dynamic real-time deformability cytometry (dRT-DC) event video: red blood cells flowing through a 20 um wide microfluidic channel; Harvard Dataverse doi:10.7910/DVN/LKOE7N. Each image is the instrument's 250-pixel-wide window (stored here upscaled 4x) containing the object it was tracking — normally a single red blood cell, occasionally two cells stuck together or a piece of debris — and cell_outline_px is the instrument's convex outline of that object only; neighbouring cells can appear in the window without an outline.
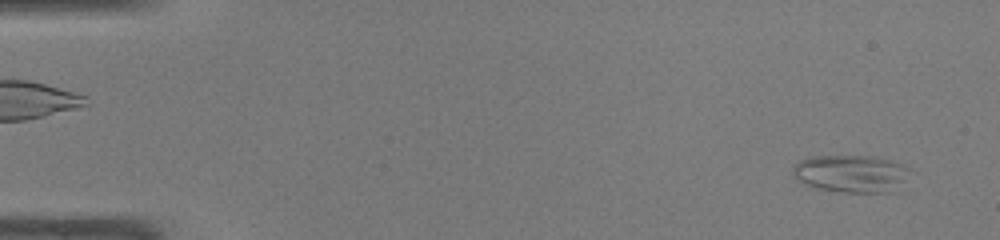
{"species": "common noctule bat (a hibernating species)", "species_latin": "Nyctalus noctula", "temperature_condition": "warm", "stored_images_in_passage": 47, "camera_frame_rate_fps": 3000, "um_per_image_px": 0.085, "animal": {"sex": "male", "body_mass_g": 19.0, "forearm_length_mm": 50.8}, "frame": {"image": 1, "passage_image": 2, "time_ms": 0.333, "image_size_px": [1000, 240], "cell_outline_px": [[908, 168], [896, 192], [840, 192], [816, 188], [804, 184], [796, 180], [792, 176], [792, 168], [800, 160], [812, 156], [872, 156], [892, 160]], "centroid_in_image_um": [72.25, 14.76], "position_along_channel_um": 12.7, "area_um2": 25.43}}
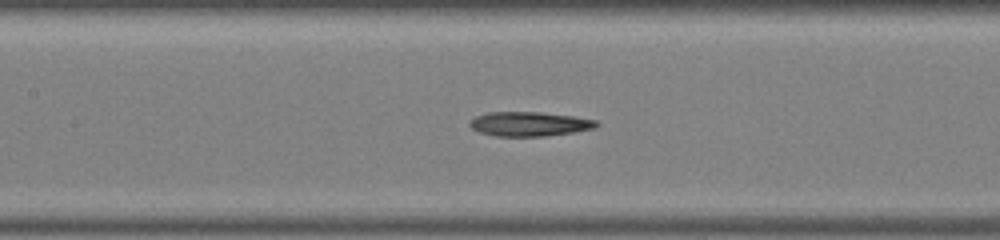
{"frame": {"image": 2, "passage_image": 22, "time_ms": 7.0, "image_size_px": [1000, 240], "cell_outline_px": [[600, 124], [596, 128], [572, 132], [544, 136], [496, 136], [480, 132], [472, 128], [468, 124], [476, 116], [488, 112], [540, 112], [572, 116], [596, 120]], "centroid_in_image_um": [45.01, 10.53], "position_along_channel_um": 162.4, "area_um2": 17.86}}
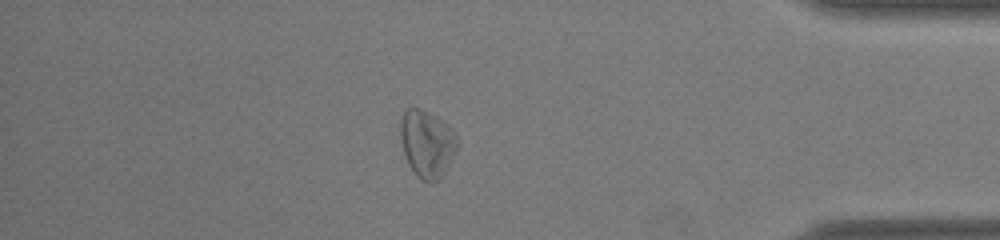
{"frame": {"image": 3, "passage_image": 41, "time_ms": 13.333, "image_size_px": [1000, 240], "cell_outline_px": [[460, 144], [448, 168], [440, 180], [432, 184], [428, 184], [420, 180], [416, 176], [408, 164], [400, 140], [400, 120], [404, 112], [408, 108], [420, 108], [436, 116], [448, 124], [452, 128], [460, 140]], "centroid_in_image_um": [36.34, 12.26], "position_along_channel_um": 398.9, "area_um2": 23.06}}